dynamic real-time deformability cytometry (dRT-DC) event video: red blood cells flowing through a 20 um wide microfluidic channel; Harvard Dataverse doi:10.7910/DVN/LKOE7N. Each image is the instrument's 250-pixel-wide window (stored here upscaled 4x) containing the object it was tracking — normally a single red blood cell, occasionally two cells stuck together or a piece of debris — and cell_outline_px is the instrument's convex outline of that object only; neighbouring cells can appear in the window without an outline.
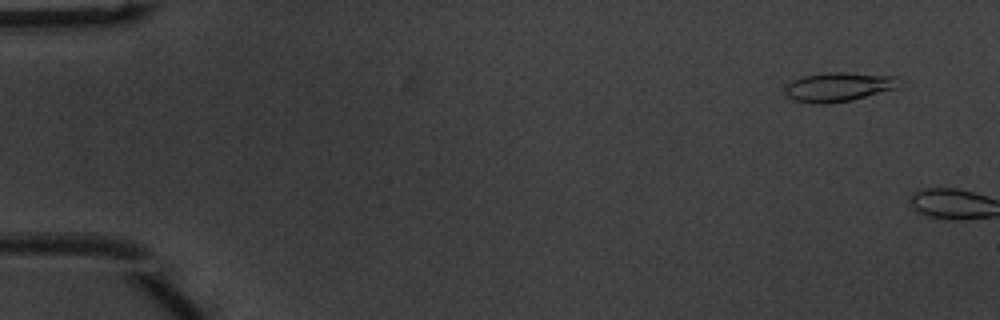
{"species": "common noctule bat (a hibernating species)", "species_latin": "Nyctalus noctula", "temperature_condition": "warm", "stored_images_in_passage": 6, "camera_frame_rate_fps": 3000, "um_per_image_px": 0.085, "animal": {"sex": "male", "body_mass_g": 20.1, "forearm_length_mm": 53.5}, "frame": {"image": 1, "passage_image": 4, "time_ms": 1.0, "image_size_px": [1000, 320], "cell_outline_px": [[904, 80], [896, 88], [852, 100], [824, 104], [812, 104], [796, 100], [788, 96], [784, 92], [784, 88], [792, 80], [800, 76], [828, 72], [844, 72], [896, 76]], "centroid_in_image_um": [71.29, 7.38], "position_along_channel_um": 13.7, "area_um2": 19.59}}